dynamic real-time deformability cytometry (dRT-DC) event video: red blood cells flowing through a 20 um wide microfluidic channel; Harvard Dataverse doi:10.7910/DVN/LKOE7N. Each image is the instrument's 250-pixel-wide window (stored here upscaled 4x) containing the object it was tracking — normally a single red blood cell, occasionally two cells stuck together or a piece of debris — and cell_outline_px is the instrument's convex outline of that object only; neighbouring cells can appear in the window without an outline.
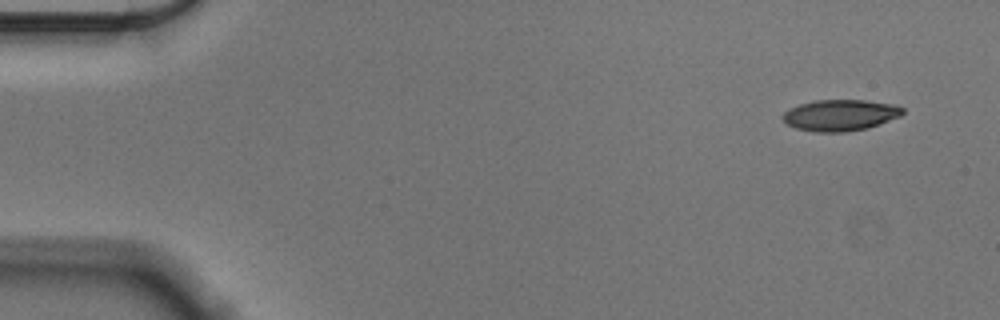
{"species": "Egyptian fruit bat (a non-hibernating species)", "species_latin": "Rousettus aegyptiacus", "temperature_condition": "cold", "stored_images_in_passage": 53, "camera_frame_rate_fps": 3000, "um_per_image_px": 0.085, "animal": {"sex": "male"}, "frame": {"image": 1, "passage_image": 1, "time_ms": 0.0, "image_size_px": [1000, 320], "cell_outline_px": [[904, 112], [900, 116], [868, 128], [848, 132], [812, 132], [796, 128], [788, 124], [784, 120], [784, 112], [788, 108], [800, 104], [816, 100], [864, 100], [896, 104], [904, 108]], "centroid_in_image_um": [71.44, 9.79], "position_along_channel_um": 13.6, "area_um2": 21.91}}
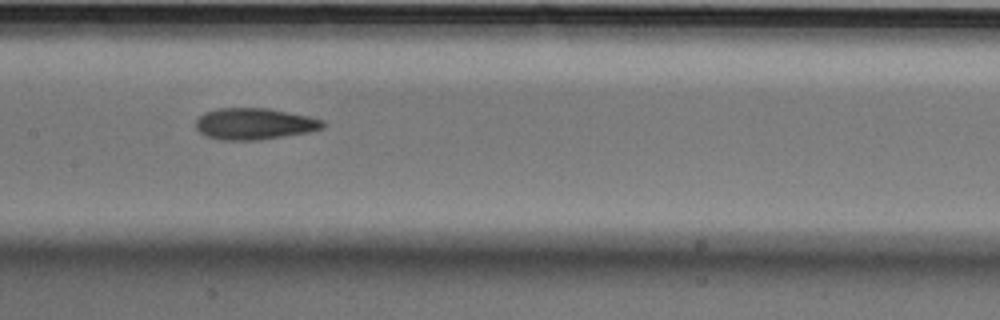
{"frame": {"image": 2, "passage_image": 25, "time_ms": 8.0, "image_size_px": [1000, 320], "cell_outline_px": [[324, 128], [308, 132], [260, 140], [224, 140], [204, 136], [196, 128], [196, 120], [204, 112], [220, 108], [268, 108], [308, 116], [324, 120]], "centroid_in_image_um": [21.61, 10.53], "position_along_channel_um": 185.8, "area_um2": 23.29}}
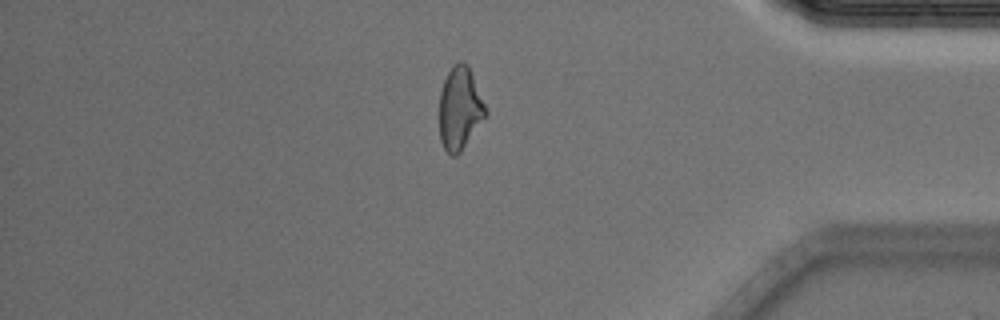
{"frame": {"image": 3, "passage_image": 45, "time_ms": 14.667, "image_size_px": [1000, 320], "cell_outline_px": [[488, 112], [460, 152], [456, 156], [452, 156], [444, 148], [440, 140], [440, 92], [444, 80], [448, 72], [460, 60], [468, 68], [488, 108]], "centroid_in_image_um": [39.09, 9.25], "position_along_channel_um": 396.1, "area_um2": 21.79}, "authors_computed_cell_mechanics": {"area_um2": 22.542, "velocity_mm_per_s": 3.5691, "shape_relaxation_time_tau1_ms": 7.7704, "shape_relaxation_time_tau2_ms": 5.6233, "deformation_change_tau1": 0.1944, "deformation_change_tau2": 0.1334}}